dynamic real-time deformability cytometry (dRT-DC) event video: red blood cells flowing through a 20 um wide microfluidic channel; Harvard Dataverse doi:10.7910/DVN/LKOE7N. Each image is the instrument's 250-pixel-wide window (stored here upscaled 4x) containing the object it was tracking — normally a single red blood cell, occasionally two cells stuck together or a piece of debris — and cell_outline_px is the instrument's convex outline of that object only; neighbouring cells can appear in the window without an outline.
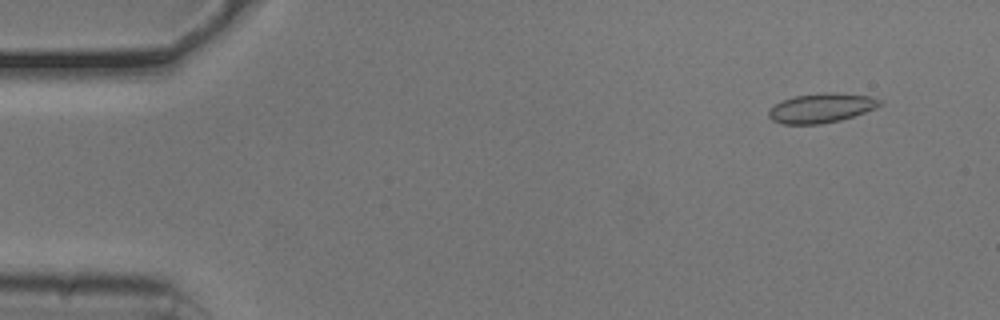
{"species": "common noctule bat (a hibernating species)", "species_latin": "Nyctalus noctula", "temperature_condition": "cold", "stored_images_in_passage": 50, "camera_frame_rate_fps": 3000, "um_per_image_px": 0.085, "animal": {"sex": "male", "body_mass_g": 20.5, "forearm_length_mm": 52.5}, "frame": {"image": 1, "passage_image": 5, "time_ms": 1.333, "image_size_px": [1000, 320], "cell_outline_px": [[884, 104], [876, 108], [840, 120], [820, 124], [784, 124], [772, 120], [768, 116], [768, 108], [784, 100], [796, 96], [824, 92], [836, 92], [868, 96], [884, 100]], "centroid_in_image_um": [69.83, 9.17], "position_along_channel_um": 15.2, "area_um2": 19.07}}
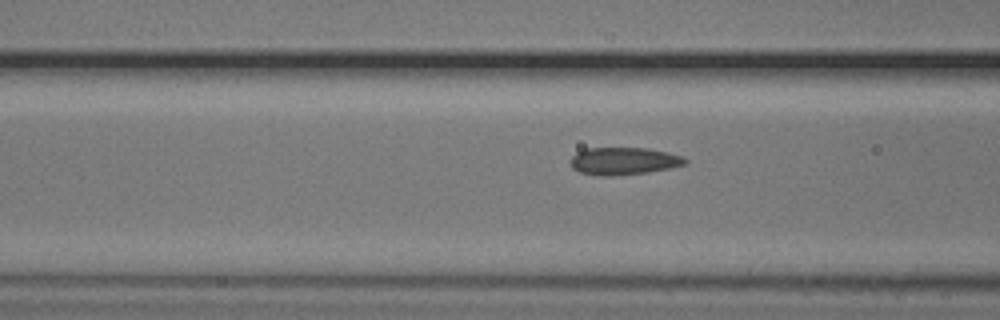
{"frame": {"image": 2, "passage_image": 21, "time_ms": 6.667, "image_size_px": [1000, 320], "cell_outline_px": [[688, 164], [668, 168], [644, 172], [612, 176], [600, 176], [580, 172], [572, 168], [568, 160], [576, 152], [584, 148], [648, 148], [668, 152], [680, 156], [688, 160]], "centroid_in_image_um": [52.96, 13.68], "position_along_channel_um": 113.6, "area_um2": 18.38}}
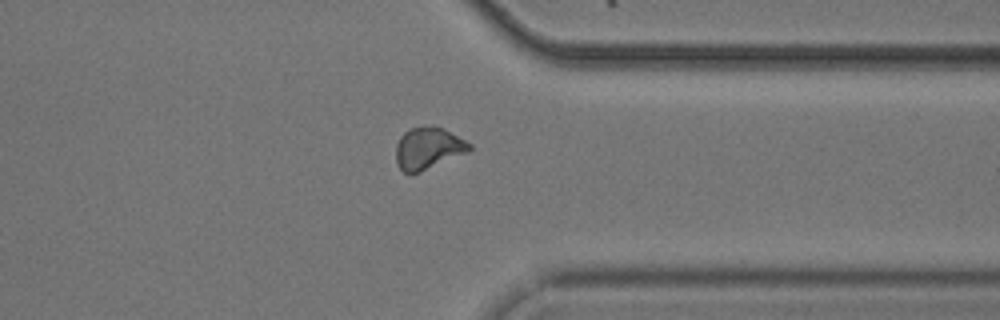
{"frame": {"image": 3, "passage_image": 42, "time_ms": 13.667, "image_size_px": [1000, 320], "cell_outline_px": [[472, 148], [468, 152], [420, 172], [404, 172], [396, 164], [396, 144], [400, 136], [408, 128], [424, 124], [440, 128], [472, 144]], "centroid_in_image_um": [36.35, 12.59], "position_along_channel_um": 375.0, "area_um2": 17.86}}